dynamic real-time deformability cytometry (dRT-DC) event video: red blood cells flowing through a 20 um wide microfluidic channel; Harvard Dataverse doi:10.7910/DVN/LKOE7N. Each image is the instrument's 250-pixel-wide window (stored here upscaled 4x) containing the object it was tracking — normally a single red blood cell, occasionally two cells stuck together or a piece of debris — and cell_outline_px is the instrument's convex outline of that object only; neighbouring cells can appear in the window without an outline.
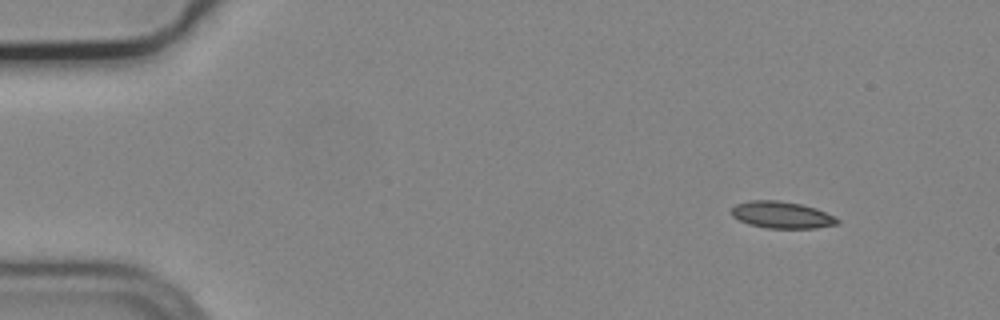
{"species": "common noctule bat (a hibernating species)", "species_latin": "Nyctalus noctula", "temperature_condition": "cold", "stored_images_in_passage": 49, "camera_frame_rate_fps": 3000, "um_per_image_px": 0.085, "animal": {"sex": "male", "body_mass_g": 19.2, "forearm_length_mm": 51.8}, "frame": {"image": 1, "passage_image": 1, "time_ms": 0.0, "image_size_px": [1000, 320], "cell_outline_px": [[840, 224], [816, 228], [768, 228], [748, 224], [732, 216], [732, 208], [736, 204], [748, 200], [780, 200], [800, 204], [816, 208], [840, 220]], "centroid_in_image_um": [66.45, 18.26], "position_along_channel_um": 18.6, "area_um2": 16.53}}
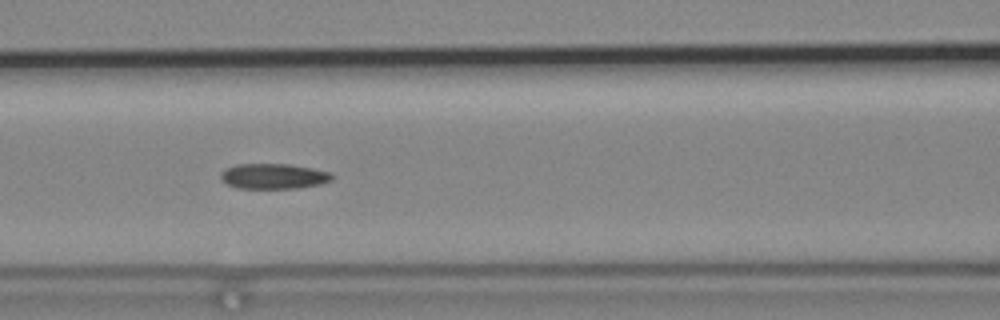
{"frame": {"image": 2, "passage_image": 19, "time_ms": 6.0, "image_size_px": [1000, 320], "cell_outline_px": [[332, 180], [320, 184], [296, 188], [236, 188], [228, 184], [220, 176], [220, 172], [236, 164], [288, 164], [312, 168], [332, 172]], "centroid_in_image_um": [23.27, 14.97], "position_along_channel_um": 143.3, "area_um2": 16.3}}
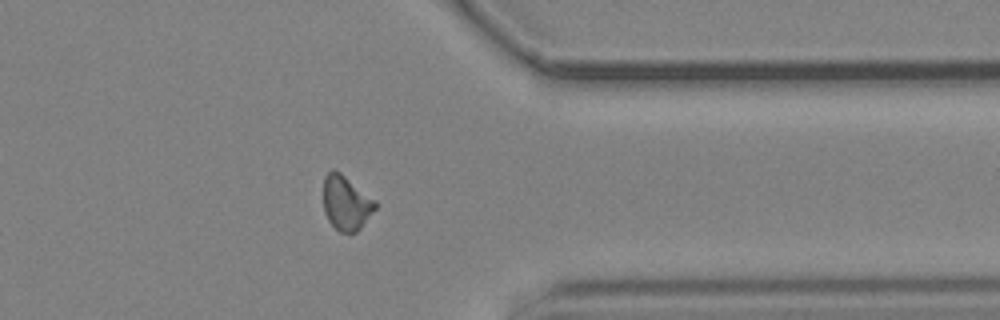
{"frame": {"image": 3, "passage_image": 39, "time_ms": 12.667, "image_size_px": [1000, 320], "cell_outline_px": [[376, 208], [360, 228], [356, 232], [340, 232], [328, 220], [324, 212], [324, 176], [332, 168], [340, 172], [376, 200]], "centroid_in_image_um": [29.41, 17.23], "position_along_channel_um": 382.0, "area_um2": 16.36}}